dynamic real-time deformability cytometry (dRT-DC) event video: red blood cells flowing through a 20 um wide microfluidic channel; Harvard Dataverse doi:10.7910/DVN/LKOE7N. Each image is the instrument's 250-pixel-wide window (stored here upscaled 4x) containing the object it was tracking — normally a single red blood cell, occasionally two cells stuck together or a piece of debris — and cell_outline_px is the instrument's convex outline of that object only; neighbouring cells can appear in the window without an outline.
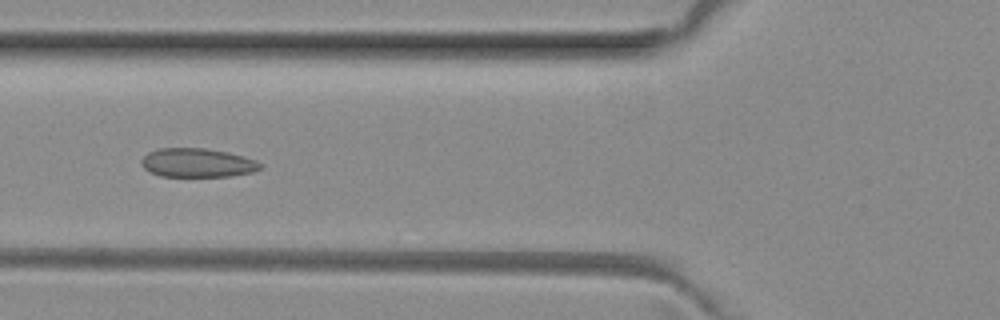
{"species": "common noctule bat (a hibernating species)", "species_latin": "Nyctalus noctula", "temperature_condition": "room temperature", "stored_images_in_passage": 50, "camera_frame_rate_fps": 3000, "um_per_image_px": 0.085, "animal": {"sex": "female", "body_mass_g": 29.2, "forearm_length_mm": 56.3}, "frame": {"image": 1, "passage_image": 19, "time_ms": 6.0, "image_size_px": [1000, 320], "cell_outline_px": [[264, 168], [252, 172], [232, 176], [160, 176], [144, 168], [140, 160], [148, 152], [160, 148], [204, 148], [228, 152], [244, 156], [256, 160], [264, 164]], "centroid_in_image_um": [16.83, 13.83], "position_along_channel_um": 109.0, "area_um2": 20.11}}
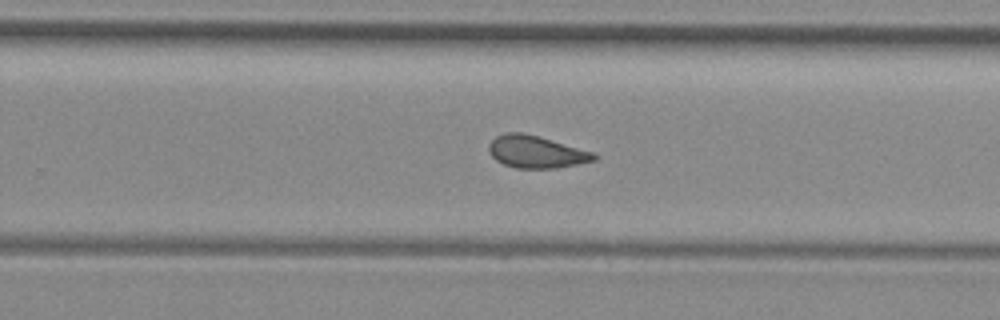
{"frame": {"image": 2, "passage_image": 32, "time_ms": 10.333, "image_size_px": [1000, 320], "cell_outline_px": [[596, 160], [556, 168], [516, 168], [504, 164], [496, 160], [488, 152], [488, 144], [496, 136], [504, 132], [524, 132], [592, 152], [596, 156]], "centroid_in_image_um": [45.5, 12.9], "position_along_channel_um": 284.3, "area_um2": 19.59}}
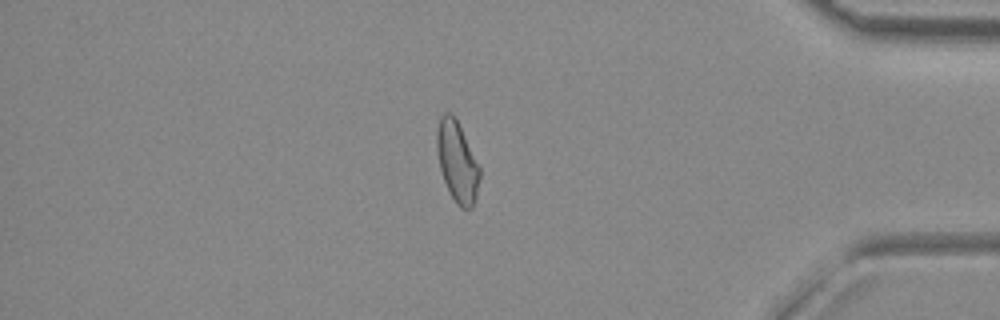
{"frame": {"image": 3, "passage_image": 43, "time_ms": 14.0, "image_size_px": [1000, 320], "cell_outline_px": [[480, 180], [476, 196], [472, 208], [460, 208], [456, 204], [444, 180], [440, 168], [436, 148], [436, 128], [440, 116], [444, 112], [448, 112], [456, 120], [480, 168]], "centroid_in_image_um": [38.84, 13.76], "position_along_channel_um": 396.4, "area_um2": 19.77}}